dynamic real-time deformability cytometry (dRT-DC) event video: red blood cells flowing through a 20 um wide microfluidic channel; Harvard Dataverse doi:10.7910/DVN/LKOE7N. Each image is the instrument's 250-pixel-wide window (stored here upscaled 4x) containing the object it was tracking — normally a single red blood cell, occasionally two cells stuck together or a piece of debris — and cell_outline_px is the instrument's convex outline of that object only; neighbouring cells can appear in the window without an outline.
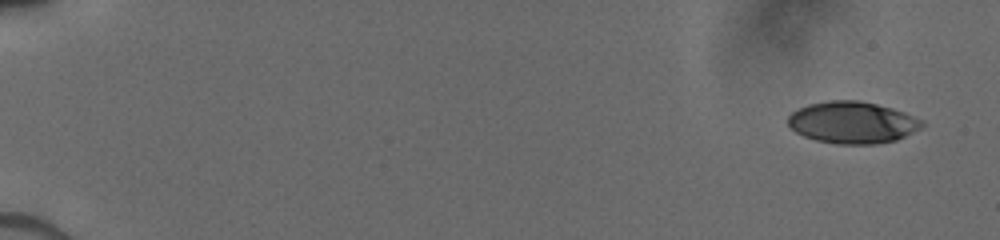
{"species": "human", "species_latin": "Homo sapiens", "temperature_condition": "cold", "stored_images_in_passage": 7, "camera_frame_rate_fps": 3000, "um_per_image_px": 0.085, "donor": {"sex": "male"}, "frame": {"image": 1, "passage_image": 1, "time_ms": 0.0, "image_size_px": [1000, 240], "cell_outline_px": [[924, 124], [920, 128], [896, 140], [876, 144], [840, 144], [816, 140], [804, 136], [796, 132], [788, 124], [788, 116], [792, 112], [808, 104], [828, 100], [860, 100], [892, 108], [904, 112], [924, 120]], "centroid_in_image_um": [72.46, 10.4], "position_along_channel_um": 12.5, "area_um2": 32.6}}
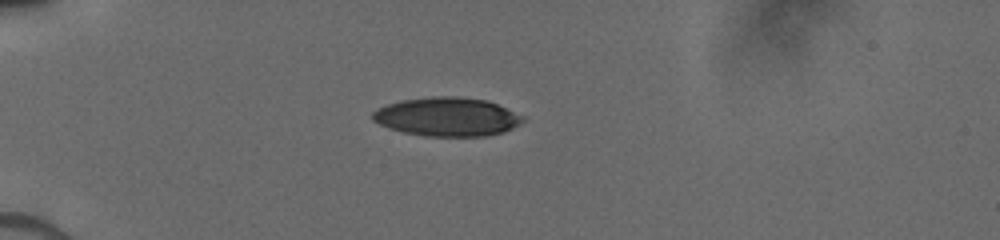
{"frame": {"image": 2, "passage_image": 6, "time_ms": 4.333, "image_size_px": [1000, 240], "cell_outline_px": [[524, 120], [512, 128], [500, 132], [484, 136], [424, 136], [404, 132], [380, 124], [372, 120], [372, 112], [388, 104], [400, 100], [432, 96], [456, 96], [484, 100], [496, 104], [524, 116]], "centroid_in_image_um": [37.98, 9.92], "position_along_channel_um": 47.0, "area_um2": 33.52}}